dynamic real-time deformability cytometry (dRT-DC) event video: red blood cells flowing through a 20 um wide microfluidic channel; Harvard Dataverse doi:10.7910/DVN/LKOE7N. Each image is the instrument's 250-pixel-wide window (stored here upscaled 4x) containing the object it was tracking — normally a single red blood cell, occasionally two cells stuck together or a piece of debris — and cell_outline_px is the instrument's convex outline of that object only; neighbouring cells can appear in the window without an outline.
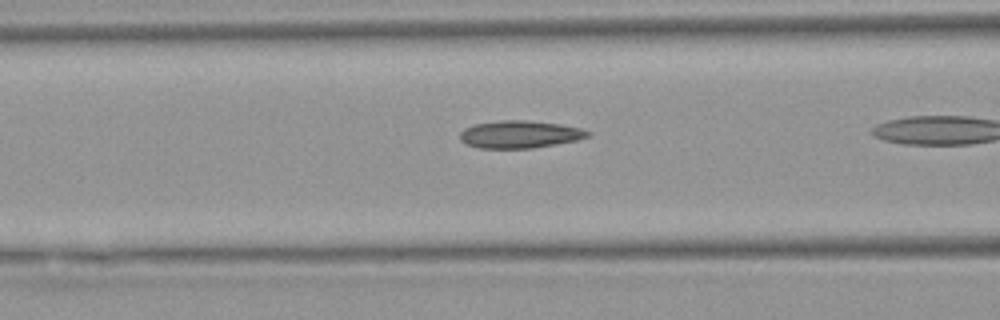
{"species": "Egyptian fruit bat (a non-hibernating species)", "species_latin": "Rousettus aegyptiacus", "temperature_condition": "warm", "stored_images_in_passage": 36, "camera_frame_rate_fps": 3000, "um_per_image_px": 0.085, "animal": {"sex": "female"}, "frame": {"image": 1, "passage_image": 16, "time_ms": 5.0, "image_size_px": [1000, 320], "cell_outline_px": [[592, 132], [588, 136], [576, 140], [556, 144], [532, 148], [480, 148], [464, 144], [460, 140], [460, 132], [464, 128], [476, 124], [500, 120], [528, 120], [560, 124], [580, 128]], "centroid_in_image_um": [44.16, 11.42], "position_along_channel_um": 122.4, "area_um2": 20.46}}
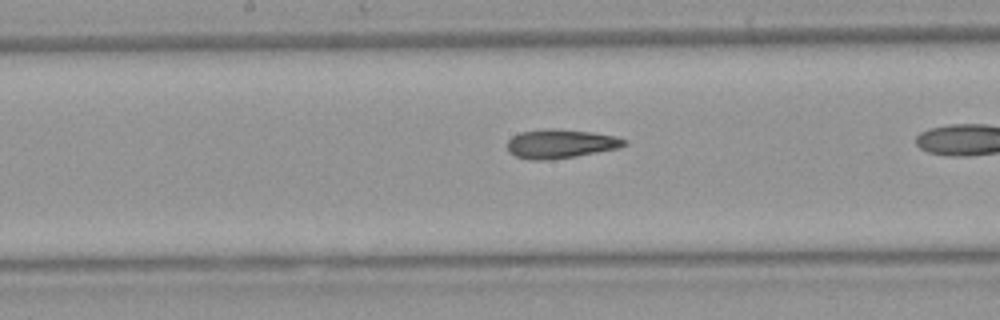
{"frame": {"image": 2, "passage_image": 22, "time_ms": 7.0, "image_size_px": [1000, 320], "cell_outline_px": [[628, 144], [620, 148], [576, 156], [552, 160], [528, 160], [516, 156], [508, 152], [508, 140], [512, 136], [520, 132], [544, 128], [552, 128], [592, 132], [616, 136], [628, 140]], "centroid_in_image_um": [47.66, 12.22], "position_along_channel_um": 200.5, "area_um2": 20.06}}
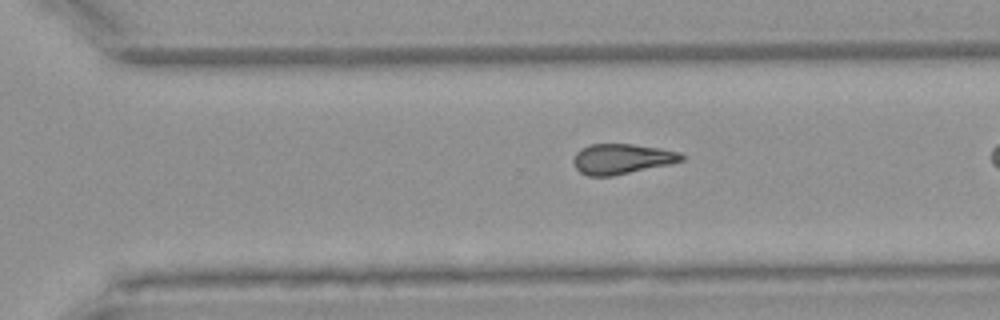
{"frame": {"image": 3, "passage_image": 31, "time_ms": 10.0, "image_size_px": [1000, 320], "cell_outline_px": [[684, 160], [672, 164], [612, 176], [588, 176], [580, 172], [576, 168], [572, 160], [576, 152], [580, 148], [588, 144], [632, 144], [660, 148], [680, 152], [684, 156]], "centroid_in_image_um": [52.85, 13.5], "position_along_channel_um": 317.8, "area_um2": 19.25}}